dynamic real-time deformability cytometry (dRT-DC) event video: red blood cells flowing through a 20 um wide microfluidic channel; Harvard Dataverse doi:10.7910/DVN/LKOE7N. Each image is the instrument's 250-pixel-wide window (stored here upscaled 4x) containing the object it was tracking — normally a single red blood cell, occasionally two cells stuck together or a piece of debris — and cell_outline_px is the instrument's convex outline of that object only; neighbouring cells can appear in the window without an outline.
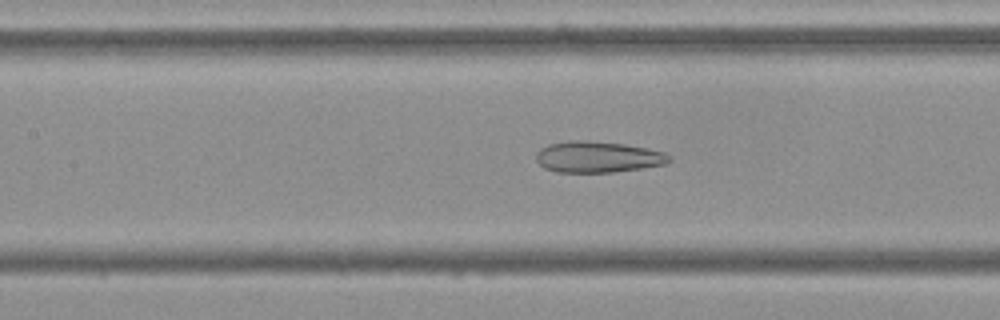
{"species": "Egyptian fruit bat (a non-hibernating species)", "species_latin": "Rousettus aegyptiacus", "temperature_condition": "cold", "stored_images_in_passage": 54, "camera_frame_rate_fps": 3000, "um_per_image_px": 0.085, "frame": {"image": 1, "passage_image": 24, "time_ms": 7.667, "image_size_px": [1000, 320], "cell_outline_px": [[672, 160], [664, 164], [644, 168], [612, 172], [556, 172], [544, 168], [536, 160], [536, 152], [540, 148], [548, 144], [568, 140], [584, 140], [624, 144], [648, 148], [664, 152], [672, 156]], "centroid_in_image_um": [50.81, 13.33], "position_along_channel_um": 156.6, "area_um2": 24.39}}
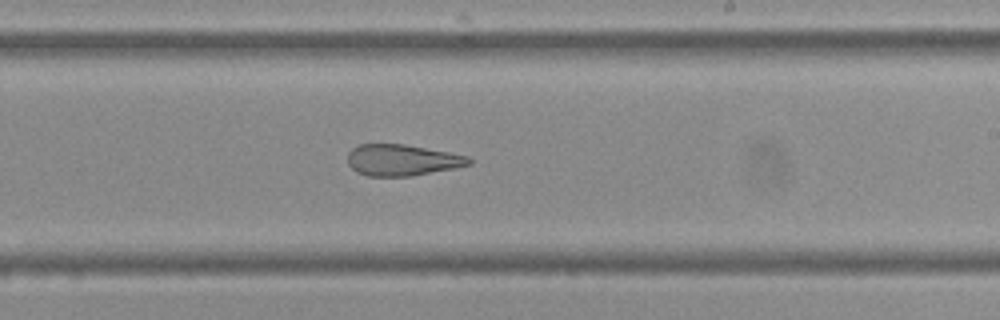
{"frame": {"image": 2, "passage_image": 32, "time_ms": 10.333, "image_size_px": [1000, 320], "cell_outline_px": [[472, 164], [456, 168], [412, 176], [368, 176], [356, 172], [348, 164], [348, 152], [352, 148], [360, 144], [404, 144], [448, 152], [468, 156], [472, 160]], "centroid_in_image_um": [34.18, 13.61], "position_along_channel_um": 254.8, "area_um2": 22.2}}
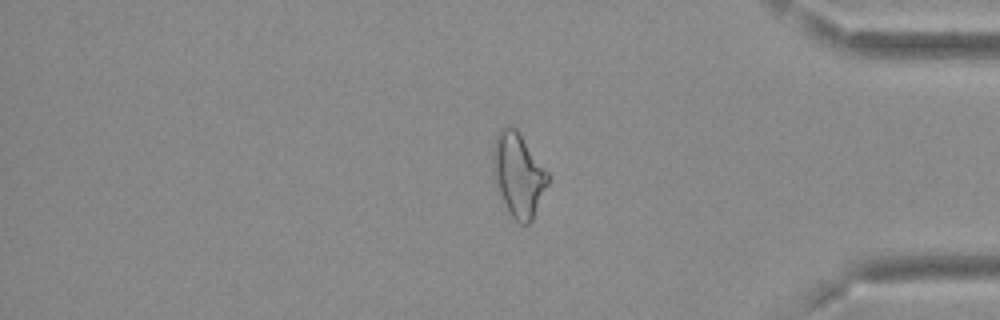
{"frame": {"image": 3, "passage_image": 45, "time_ms": 14.667, "image_size_px": [1000, 320], "cell_outline_px": [[548, 184], [532, 220], [528, 224], [520, 224], [508, 212], [504, 204], [496, 184], [492, 164], [492, 148], [496, 132], [500, 128], [516, 128], [548, 172]], "centroid_in_image_um": [44.04, 14.85], "position_along_channel_um": 391.2, "area_um2": 26.59}, "authors_computed_cell_mechanics": {"area_um2": 27.455, "velocity_mm_per_s": 3.6892, "shape_relaxation_time_tau1_ms": null, "shape_relaxation_time_tau2_ms": 3.5662, "deformation_change_tau1": null, "deformation_change_tau2": 0.1413}}